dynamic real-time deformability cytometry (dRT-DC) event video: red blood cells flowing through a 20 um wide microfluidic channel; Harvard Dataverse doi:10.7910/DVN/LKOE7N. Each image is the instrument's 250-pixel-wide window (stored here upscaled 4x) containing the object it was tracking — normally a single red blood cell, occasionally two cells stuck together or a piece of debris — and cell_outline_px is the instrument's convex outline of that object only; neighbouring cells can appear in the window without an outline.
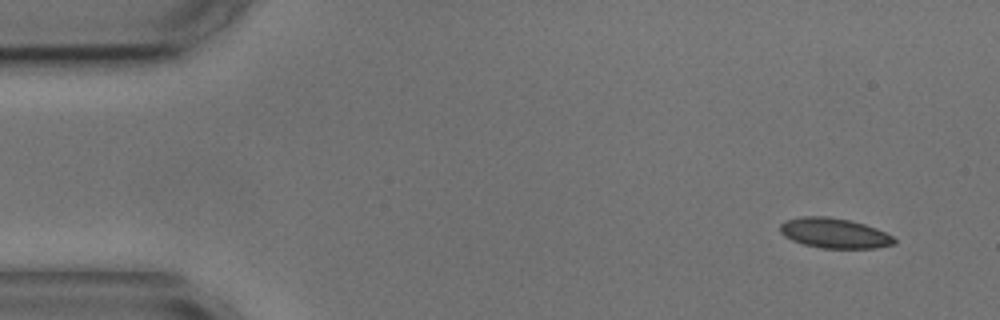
{"species": "common noctule bat (a hibernating species)", "species_latin": "Nyctalus noctula", "temperature_condition": "cold", "stored_images_in_passage": 5, "segment_of_instrument_passage": [2, 2], "camera_frame_rate_fps": 3000, "um_per_image_px": 0.085, "animal": {"sex": "male", "body_mass_g": 17.9, "forearm_length_mm": 54.2}, "frame": {"image": 1, "passage_image": 5, "time_ms": 5.667, "image_size_px": [1000, 320], "cell_outline_px": [[896, 244], [876, 248], [820, 248], [804, 244], [792, 240], [784, 236], [780, 232], [780, 224], [788, 220], [804, 216], [828, 216], [848, 220], [864, 224], [876, 228], [892, 236], [896, 240]], "centroid_in_image_um": [70.93, 19.82], "position_along_channel_um": 14.1, "area_um2": 19.88}}